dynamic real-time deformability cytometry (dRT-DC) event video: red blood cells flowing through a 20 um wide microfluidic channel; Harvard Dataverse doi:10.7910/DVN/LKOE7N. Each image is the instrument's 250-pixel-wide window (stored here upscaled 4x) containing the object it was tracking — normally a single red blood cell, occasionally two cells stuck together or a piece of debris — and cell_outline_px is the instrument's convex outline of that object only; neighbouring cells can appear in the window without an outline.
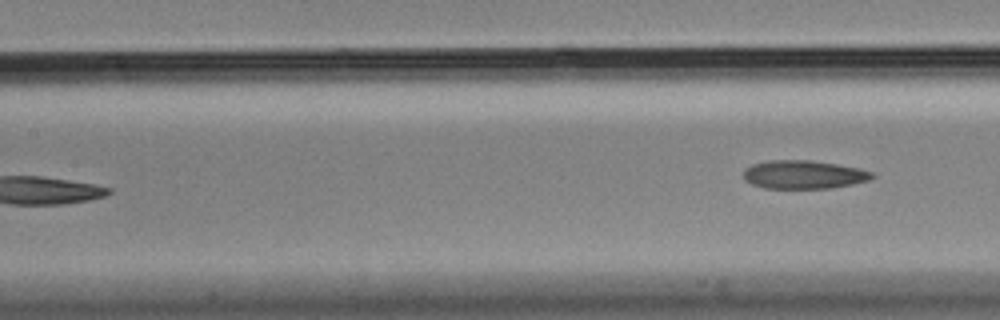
{"species": "Egyptian fruit bat (a non-hibernating species)", "species_latin": "Rousettus aegyptiacus", "temperature_condition": "cold", "stored_images_in_passage": 4, "camera_frame_rate_fps": 3000, "um_per_image_px": 0.085, "animal": {"sex": "male"}, "frame": {"image": 1, "passage_image": 4, "time_ms": 1.0, "image_size_px": [1000, 320], "cell_outline_px": [[876, 176], [868, 180], [852, 184], [832, 188], [764, 188], [752, 184], [744, 180], [744, 168], [752, 164], [768, 160], [812, 160], [860, 168], [872, 172]], "centroid_in_image_um": [68.3, 14.83], "position_along_channel_um": 139.1, "area_um2": 21.39}}